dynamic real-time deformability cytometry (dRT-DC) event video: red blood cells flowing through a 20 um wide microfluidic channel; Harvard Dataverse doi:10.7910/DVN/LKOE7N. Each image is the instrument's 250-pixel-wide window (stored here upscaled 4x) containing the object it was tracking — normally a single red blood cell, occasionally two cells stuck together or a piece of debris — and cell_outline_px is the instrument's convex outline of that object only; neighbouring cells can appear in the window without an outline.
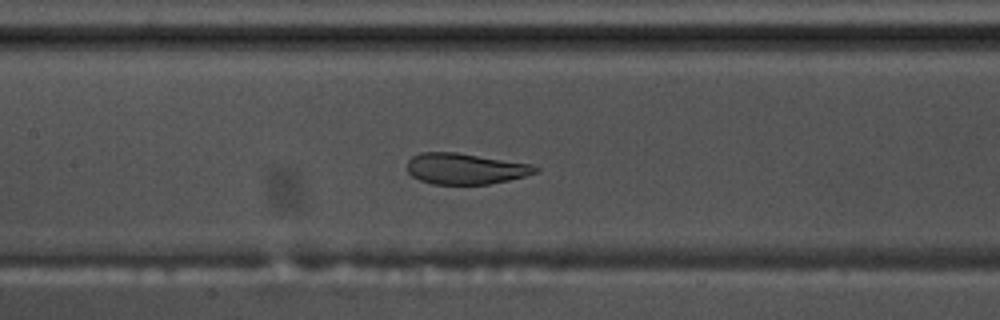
{"species": "common noctule bat (a hibernating species)", "species_latin": "Nyctalus noctula", "temperature_condition": "warm", "stored_images_in_passage": 56, "camera_frame_rate_fps": 3000, "um_per_image_px": 0.085, "animal": {"sex": "male", "body_mass_g": 17.5, "forearm_length_mm": 52.3}, "frame": {"image": 1, "passage_image": 27, "time_ms": 8.667, "image_size_px": [1000, 320], "cell_outline_px": [[540, 172], [508, 180], [488, 184], [432, 184], [420, 180], [412, 176], [408, 172], [408, 160], [412, 156], [420, 152], [456, 152], [532, 164], [540, 168]], "centroid_in_image_um": [39.56, 14.33], "position_along_channel_um": 167.8, "area_um2": 23.18}}
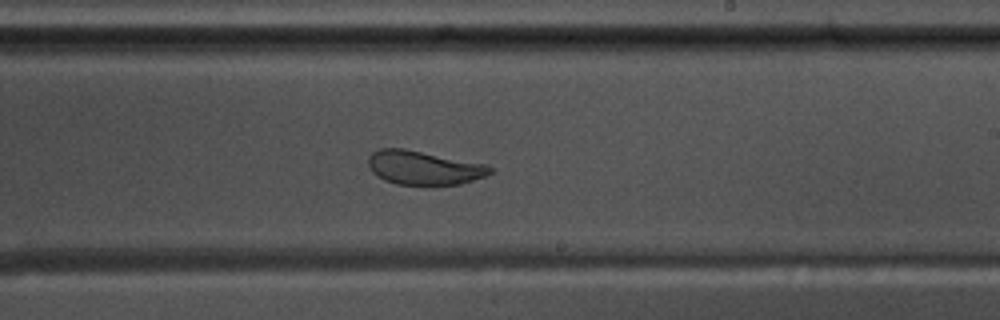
{"frame": {"image": 2, "passage_image": 34, "time_ms": 11.0, "image_size_px": [1000, 320], "cell_outline_px": [[496, 168], [492, 172], [484, 176], [460, 184], [396, 184], [384, 180], [376, 176], [372, 172], [368, 164], [368, 156], [372, 152], [380, 148], [404, 148], [484, 164]], "centroid_in_image_um": [35.98, 14.25], "position_along_channel_um": 253.0, "area_um2": 23.87}}
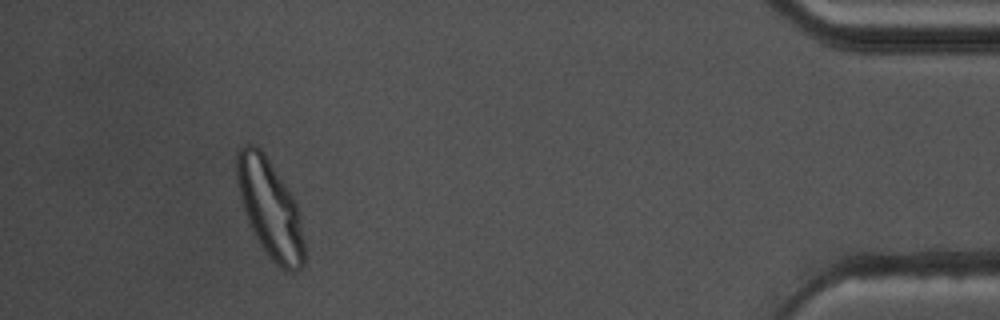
{"frame": {"image": 3, "passage_image": 52, "time_ms": 17.0, "image_size_px": [1000, 320], "cell_outline_px": [[304, 264], [300, 268], [292, 272], [288, 272], [280, 268], [272, 260], [260, 244], [248, 220], [240, 196], [236, 180], [236, 152], [240, 144], [252, 144], [260, 148], [264, 152], [292, 196], [300, 212], [304, 244]], "centroid_in_image_um": [22.94, 17.7], "position_along_channel_um": 412.3, "area_um2": 38.32}, "authors_computed_cell_mechanics": {"area_um2": 29.767, "velocity_mm_per_s": 3.6615, "shape_relaxation_time_tau1_ms": 7.2224, "shape_relaxation_time_tau2_ms": 0.7755, "deformation_change_tau1": 0.1962, "deformation_change_tau2": 0.058}}